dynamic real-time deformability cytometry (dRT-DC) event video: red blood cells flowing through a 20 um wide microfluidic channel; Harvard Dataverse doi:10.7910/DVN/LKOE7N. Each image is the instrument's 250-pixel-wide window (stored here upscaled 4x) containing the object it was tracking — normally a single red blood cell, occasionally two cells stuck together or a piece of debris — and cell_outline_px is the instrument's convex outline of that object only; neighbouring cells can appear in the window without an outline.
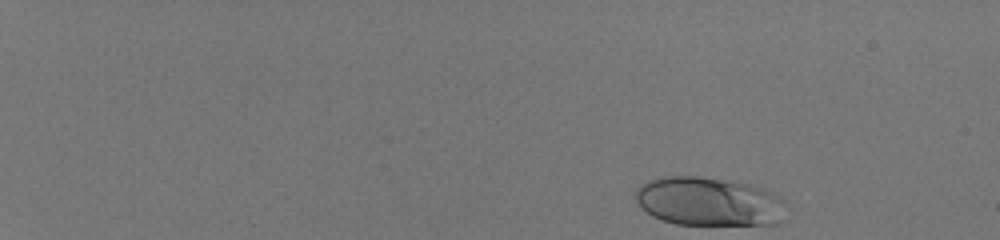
{"species": "human", "species_latin": "Homo sapiens", "temperature_condition": "room temperature", "stored_images_in_passage": 46, "camera_frame_rate_fps": 3000, "um_per_image_px": 0.085, "donor": {"sex": "male"}, "frame": {"image": 1, "passage_image": 1, "time_ms": 0.0, "image_size_px": [1000, 240], "cell_outline_px": [[788, 204], [784, 220], [780, 224], [676, 224], [652, 216], [636, 200], [636, 188], [640, 184], [660, 176], [696, 176], [732, 180], [752, 184], [764, 188], [780, 196]], "centroid_in_image_um": [60.34, 17.12], "position_along_channel_um": 24.7, "area_um2": 43.41}}
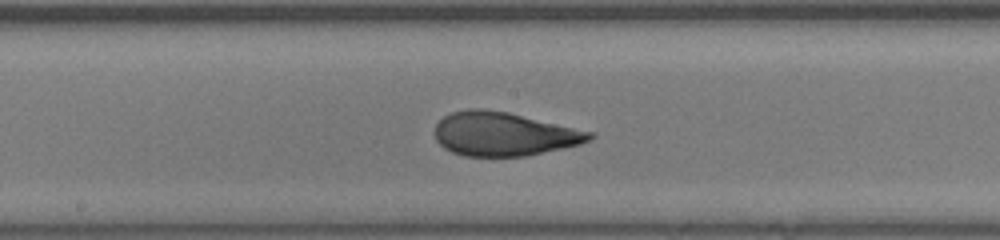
{"frame": {"image": 2, "passage_image": 27, "time_ms": 8.667, "image_size_px": [1000, 240], "cell_outline_px": [[596, 136], [580, 144], [524, 156], [464, 156], [452, 152], [444, 148], [436, 140], [432, 132], [436, 124], [444, 116], [452, 112], [468, 108], [484, 108], [508, 112], [596, 132]], "centroid_in_image_um": [42.8, 11.37], "position_along_channel_um": 205.4, "area_um2": 39.71}}
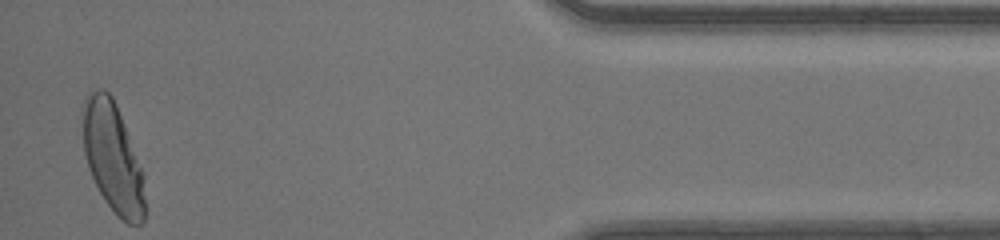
{"frame": {"image": 3, "passage_image": 46, "time_ms": 15.0, "image_size_px": [1000, 240], "cell_outline_px": [[144, 220], [140, 224], [128, 224], [120, 220], [104, 200], [88, 168], [84, 152], [80, 108], [84, 96], [88, 92], [96, 88], [100, 88], [108, 92], [112, 96], [116, 104], [144, 176]], "centroid_in_image_um": [9.53, 13.34], "position_along_channel_um": 425.7, "area_um2": 40.06}, "authors_computed_cell_mechanics": {"area_um2": 39.7086, "velocity_mm_per_s": 4.1832, "shape_relaxation_time_tau1_ms": 5.4171, "shape_relaxation_time_tau2_ms": null, "deformation_change_tau1": 0.2133, "deformation_change_tau2": null}}